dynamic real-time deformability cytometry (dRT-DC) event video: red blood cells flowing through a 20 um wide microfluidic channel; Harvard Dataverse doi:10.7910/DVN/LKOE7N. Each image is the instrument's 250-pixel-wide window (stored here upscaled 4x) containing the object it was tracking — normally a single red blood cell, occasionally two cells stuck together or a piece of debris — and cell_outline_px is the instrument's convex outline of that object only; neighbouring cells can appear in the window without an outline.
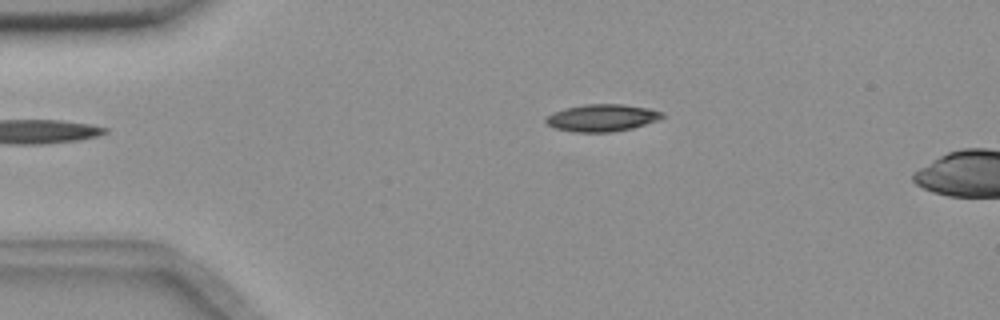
{"species": "common noctule bat (a hibernating species)", "species_latin": "Nyctalus noctula", "temperature_condition": "room temperature", "stored_images_in_passage": 39, "camera_frame_rate_fps": 3000, "um_per_image_px": 0.085, "animal": {"sex": "female", "body_mass_g": 18.4}, "frame": {"image": 1, "passage_image": 1, "time_ms": 0.0, "image_size_px": [1000, 320], "cell_outline_px": [[664, 116], [660, 120], [632, 128], [612, 132], [572, 132], [552, 128], [544, 120], [544, 116], [552, 112], [564, 108], [584, 104], [624, 104], [648, 108], [664, 112]], "centroid_in_image_um": [51.14, 10.01], "position_along_channel_um": 33.9, "area_um2": 18.79}}
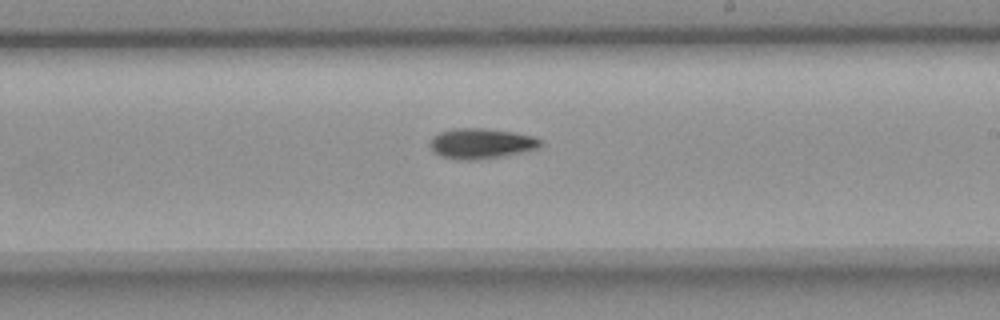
{"frame": {"image": 2, "passage_image": 22, "time_ms": 7.0, "image_size_px": [1000, 320], "cell_outline_px": [[544, 144], [536, 148], [520, 152], [500, 156], [476, 160], [460, 160], [440, 156], [432, 152], [428, 144], [432, 136], [440, 132], [456, 128], [480, 128], [512, 132], [532, 136], [544, 140]], "centroid_in_image_um": [40.85, 12.2], "position_along_channel_um": 248.2, "area_um2": 19.54}}
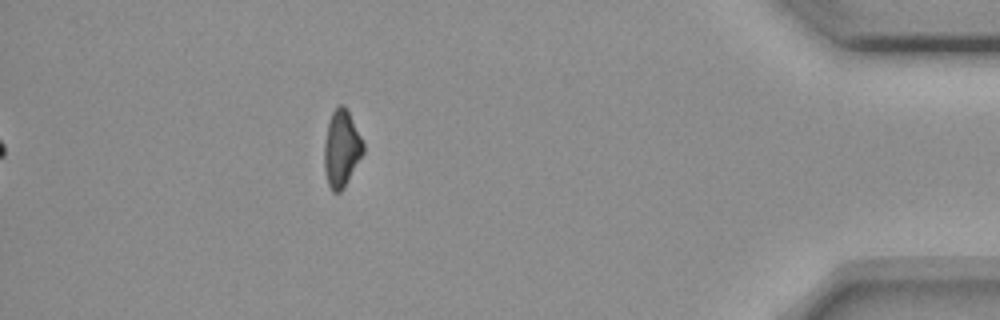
{"frame": {"image": 3, "passage_image": 39, "time_ms": 12.667, "image_size_px": [1000, 320], "cell_outline_px": [[364, 152], [344, 188], [340, 192], [332, 192], [328, 184], [324, 172], [324, 144], [328, 124], [332, 112], [340, 104], [344, 104], [364, 144]], "centroid_in_image_um": [29.01, 12.67], "position_along_channel_um": 406.2, "area_um2": 17.28}, "authors_computed_cell_mechanics": {"area_um2": 18.6116, "velocity_mm_per_s": 3.6641, "shape_relaxation_time_tau1_ms": 5.1296, "shape_relaxation_time_tau2_ms": null, "deformation_change_tau1": 0.1433, "deformation_change_tau2": null}}